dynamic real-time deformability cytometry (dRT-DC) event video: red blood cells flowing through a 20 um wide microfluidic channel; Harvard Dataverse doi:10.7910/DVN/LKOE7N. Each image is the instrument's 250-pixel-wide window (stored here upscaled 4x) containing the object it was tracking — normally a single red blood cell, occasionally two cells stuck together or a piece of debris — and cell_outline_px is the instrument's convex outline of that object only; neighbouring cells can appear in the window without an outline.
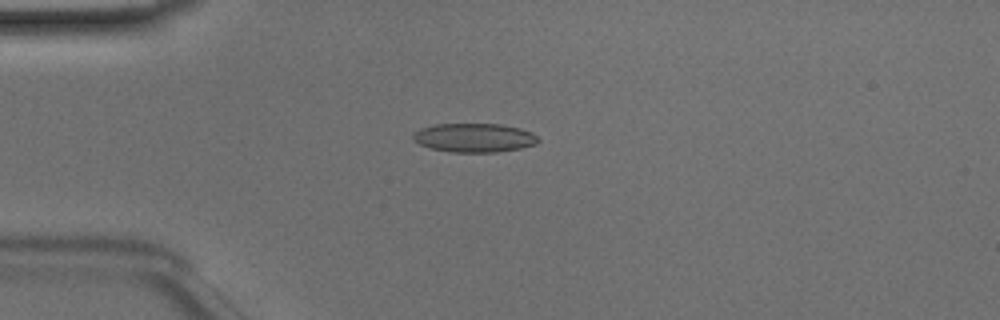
{"species": "Egyptian fruit bat (a non-hibernating species)", "species_latin": "Rousettus aegyptiacus", "temperature_condition": "room temperature", "stored_images_in_passage": 40, "camera_frame_rate_fps": 3000, "um_per_image_px": 0.085, "animal": {"sex": "male"}, "frame": {"image": 1, "passage_image": 4, "time_ms": 1.0, "image_size_px": [1000, 320], "cell_outline_px": [[540, 140], [536, 144], [520, 148], [496, 152], [448, 152], [432, 148], [420, 144], [412, 140], [412, 136], [420, 128], [436, 124], [500, 124], [520, 128], [532, 132]], "centroid_in_image_um": [40.31, 11.71], "position_along_channel_um": 44.7, "area_um2": 21.04}}
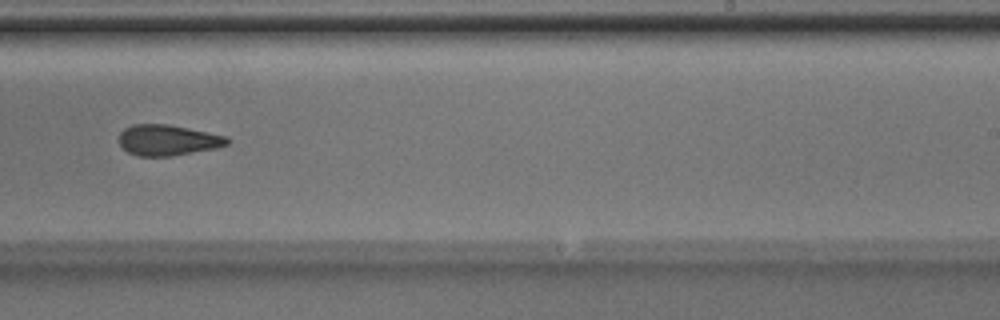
{"frame": {"image": 2, "passage_image": 22, "time_ms": 7.0, "image_size_px": [1000, 320], "cell_outline_px": [[228, 144], [216, 148], [172, 156], [136, 156], [128, 152], [120, 144], [120, 132], [124, 128], [132, 124], [168, 124], [228, 136]], "centroid_in_image_um": [14.25, 11.91], "position_along_channel_um": 274.7, "area_um2": 19.36}}
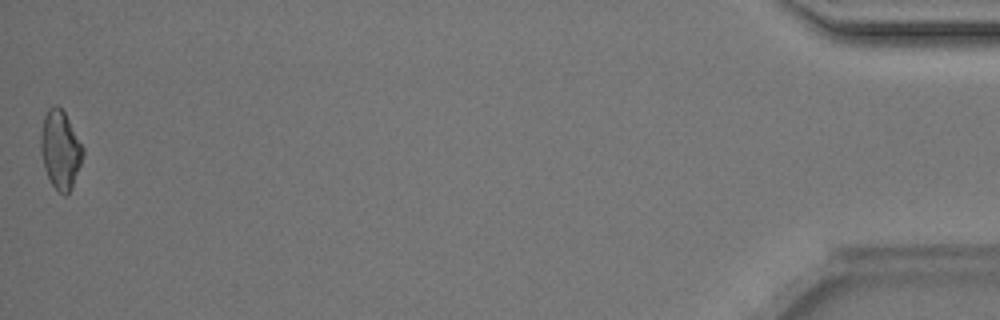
{"frame": {"image": 3, "passage_image": 40, "time_ms": 13.0, "image_size_px": [1000, 320], "cell_outline_px": [[84, 152], [80, 164], [72, 184], [68, 192], [64, 196], [52, 184], [44, 168], [40, 152], [40, 136], [44, 116], [48, 108], [52, 104], [56, 104], [64, 112], [84, 148]], "centroid_in_image_um": [5.1, 12.68], "position_along_channel_um": 430.1, "area_um2": 18.96}, "authors_computed_cell_mechanics": {"area_um2": 19.5653, "velocity_mm_per_s": 4.1662, "shape_relaxation_time_tau1_ms": 4.7719, "shape_relaxation_time_tau2_ms": 5.3145, "deformation_change_tau1": 0.1514, "deformation_change_tau2": 0.1675}}